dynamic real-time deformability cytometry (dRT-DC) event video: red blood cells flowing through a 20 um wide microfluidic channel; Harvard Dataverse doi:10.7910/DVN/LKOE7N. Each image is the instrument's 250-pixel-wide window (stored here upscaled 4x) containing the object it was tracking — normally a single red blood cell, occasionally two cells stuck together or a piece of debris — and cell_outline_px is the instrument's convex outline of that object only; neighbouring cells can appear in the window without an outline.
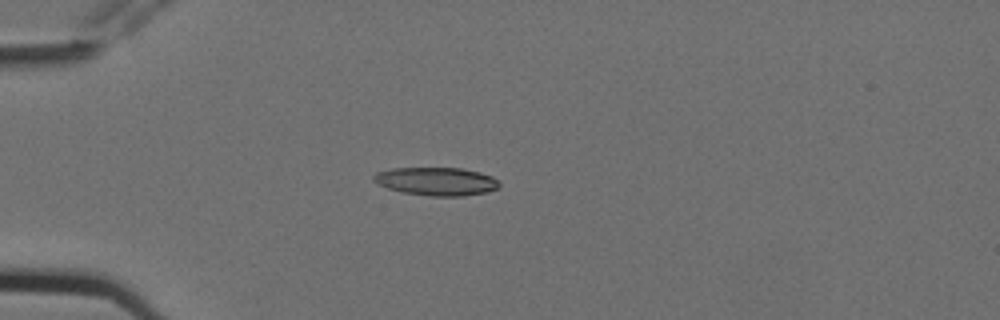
{"species": "Egyptian fruit bat (a non-hibernating species)", "species_latin": "Rousettus aegyptiacus", "temperature_condition": "cold", "stored_images_in_passage": 6, "camera_frame_rate_fps": 3000, "um_per_image_px": 0.085, "animal": {"sex": "female"}, "frame": {"image": 1, "passage_image": 5, "time_ms": 1.333, "image_size_px": [1000, 320], "cell_outline_px": [[500, 188], [488, 192], [464, 196], [432, 196], [404, 192], [388, 188], [376, 184], [372, 180], [372, 176], [376, 172], [392, 168], [460, 168], [480, 172], [492, 176], [500, 184]], "centroid_in_image_um": [37.09, 15.41], "position_along_channel_um": 47.9, "area_um2": 20.75}}